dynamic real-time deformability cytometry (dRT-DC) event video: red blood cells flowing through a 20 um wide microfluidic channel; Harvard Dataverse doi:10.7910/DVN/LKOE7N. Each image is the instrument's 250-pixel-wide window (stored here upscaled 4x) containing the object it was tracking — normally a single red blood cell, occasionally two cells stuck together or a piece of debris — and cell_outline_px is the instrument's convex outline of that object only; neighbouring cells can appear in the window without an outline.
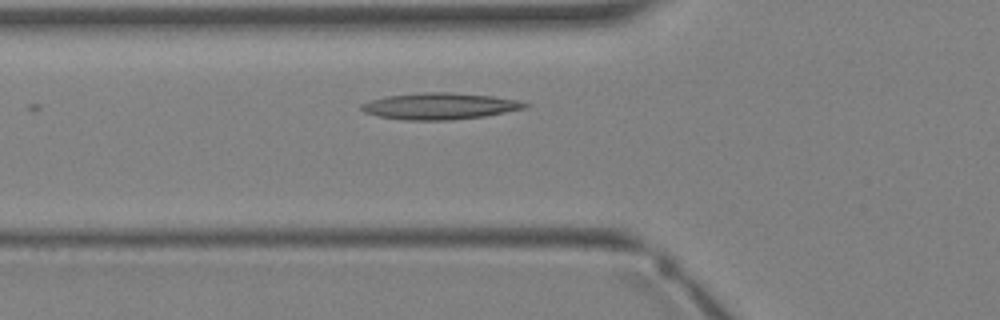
{"species": "Egyptian fruit bat (a non-hibernating species)", "species_latin": "Rousettus aegyptiacus", "temperature_condition": "warm", "stored_images_in_passage": 4, "camera_frame_rate_fps": 3000, "um_per_image_px": 0.085, "animal": {"sex": "female"}, "frame": {"image": 1, "passage_image": 4, "time_ms": 3.667, "image_size_px": [1000, 320], "cell_outline_px": [[532, 104], [528, 108], [484, 116], [452, 120], [404, 120], [380, 116], [364, 112], [360, 108], [360, 104], [372, 100], [388, 96], [424, 92], [452, 92], [492, 96], [520, 100]], "centroid_in_image_um": [37.46, 9.02], "position_along_channel_um": 88.3, "area_um2": 25.32}}